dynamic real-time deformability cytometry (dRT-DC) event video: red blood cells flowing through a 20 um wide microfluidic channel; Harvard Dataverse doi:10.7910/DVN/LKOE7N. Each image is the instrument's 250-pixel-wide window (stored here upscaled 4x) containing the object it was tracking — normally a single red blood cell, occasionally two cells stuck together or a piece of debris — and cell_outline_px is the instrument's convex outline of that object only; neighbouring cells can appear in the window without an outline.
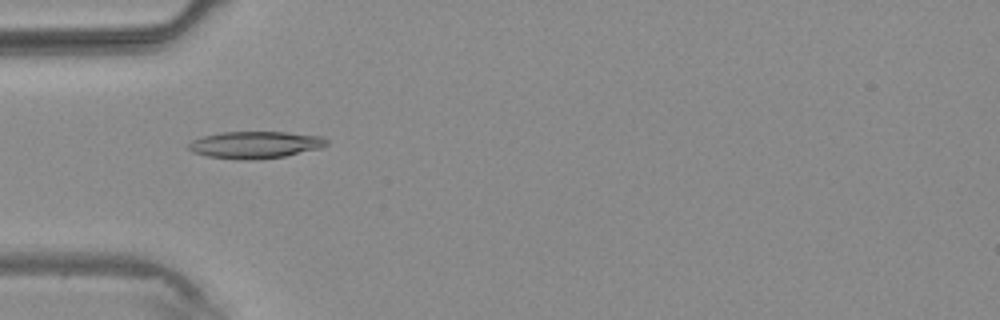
{"species": "common noctule bat (a hibernating species)", "species_latin": "Nyctalus noctula", "temperature_condition": "warm", "stored_images_in_passage": 3, "camera_frame_rate_fps": 3000, "um_per_image_px": 0.085, "animal": {"sex": "male", "body_mass_g": 20.4}, "frame": {"image": 1, "passage_image": 3, "time_ms": 2.333, "image_size_px": [1000, 320], "cell_outline_px": [[328, 144], [320, 148], [284, 156], [248, 160], [240, 160], [208, 156], [192, 152], [188, 148], [188, 144], [192, 140], [204, 136], [220, 132], [284, 132], [324, 136], [328, 140]], "centroid_in_image_um": [21.7, 12.3], "position_along_channel_um": 63.3, "area_um2": 21.68}}